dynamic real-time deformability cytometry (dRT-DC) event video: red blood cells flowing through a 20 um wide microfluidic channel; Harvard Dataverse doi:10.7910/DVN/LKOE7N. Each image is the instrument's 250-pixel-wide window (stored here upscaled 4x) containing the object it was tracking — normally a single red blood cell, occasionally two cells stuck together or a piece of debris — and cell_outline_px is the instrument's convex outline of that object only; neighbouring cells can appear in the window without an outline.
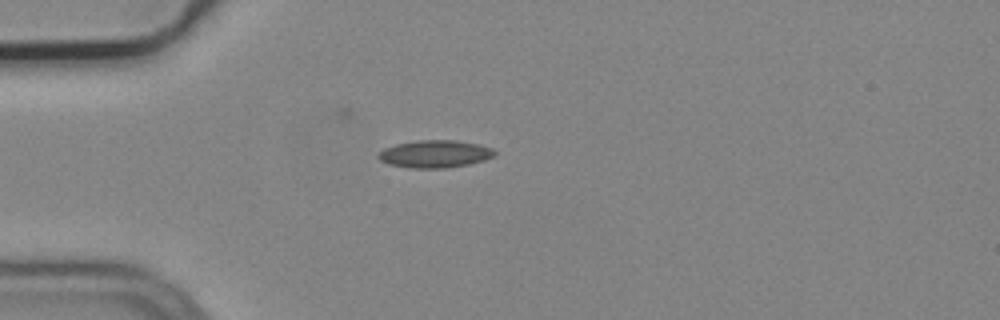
{"species": "common noctule bat (a hibernating species)", "species_latin": "Nyctalus noctula", "temperature_condition": "cold", "stored_images_in_passage": 1, "camera_frame_rate_fps": 3000, "um_per_image_px": 0.085, "animal": {"sex": "male", "body_mass_g": 19.2, "forearm_length_mm": 51.8}, "frame": {"image": 1, "passage_image": 1, "time_ms": 0.0, "image_size_px": [1000, 320], "cell_outline_px": [[496, 156], [484, 160], [468, 164], [444, 168], [408, 168], [388, 164], [380, 160], [376, 156], [384, 148], [396, 144], [416, 140], [456, 140], [476, 144], [492, 148], [496, 152]], "centroid_in_image_um": [36.95, 13.08], "position_along_channel_um": 48.1, "area_um2": 18.67}}